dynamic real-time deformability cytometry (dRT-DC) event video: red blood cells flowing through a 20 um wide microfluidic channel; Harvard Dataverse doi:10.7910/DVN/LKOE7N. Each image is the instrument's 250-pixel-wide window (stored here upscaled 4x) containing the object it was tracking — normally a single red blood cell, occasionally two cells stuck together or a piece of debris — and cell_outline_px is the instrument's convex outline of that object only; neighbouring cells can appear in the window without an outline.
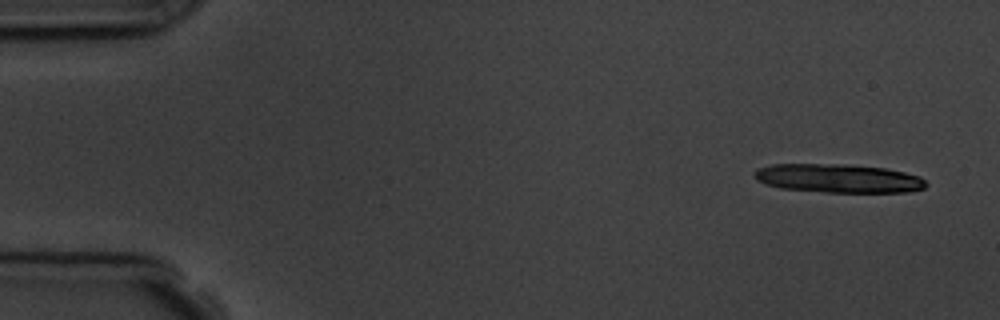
{"species": "common noctule bat (a hibernating species)", "species_latin": "Nyctalus noctula", "temperature_condition": "room temperature", "stored_images_in_passage": 5, "segment_of_instrument_passage": [1, 2], "camera_frame_rate_fps": 3000, "um_per_image_px": 0.085, "animal": {"sex": "male", "body_mass_g": 19.5, "forearm_length_mm": 54.6}, "frame": {"image": 1, "passage_image": 1, "time_ms": 0.0, "image_size_px": [1000, 320], "cell_outline_px": [[928, 184], [924, 188], [908, 192], [824, 192], [780, 188], [756, 180], [752, 172], [756, 168], [772, 164], [844, 164], [884, 168], [904, 172], [920, 176]], "centroid_in_image_um": [71.23, 15.15], "position_along_channel_um": 13.8, "area_um2": 28.78}}